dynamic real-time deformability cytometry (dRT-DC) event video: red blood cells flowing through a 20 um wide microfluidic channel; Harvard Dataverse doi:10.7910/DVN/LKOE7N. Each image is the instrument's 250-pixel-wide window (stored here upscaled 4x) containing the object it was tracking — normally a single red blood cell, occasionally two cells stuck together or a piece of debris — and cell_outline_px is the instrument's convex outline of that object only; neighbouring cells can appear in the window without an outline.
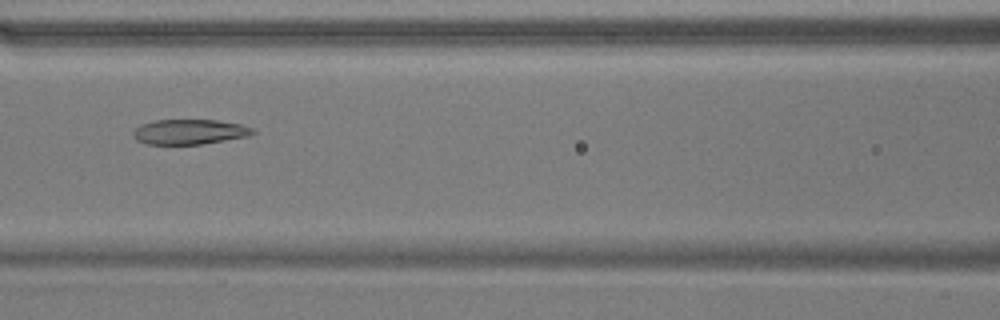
{"species": "common noctule bat (a hibernating species)", "species_latin": "Nyctalus noctula", "temperature_condition": "warm", "stored_images_in_passage": 40, "camera_frame_rate_fps": 3000, "um_per_image_px": 0.085, "animal": {"sex": "male", "body_mass_g": 17.9}, "frame": {"image": 1, "passage_image": 10, "time_ms": 3.0, "image_size_px": [1000, 320], "cell_outline_px": [[256, 132], [248, 136], [204, 144], [148, 144], [136, 140], [132, 136], [132, 132], [140, 124], [156, 120], [216, 120], [240, 124], [252, 128]], "centroid_in_image_um": [16.08, 11.21], "position_along_channel_um": 150.5, "area_um2": 17.46}}
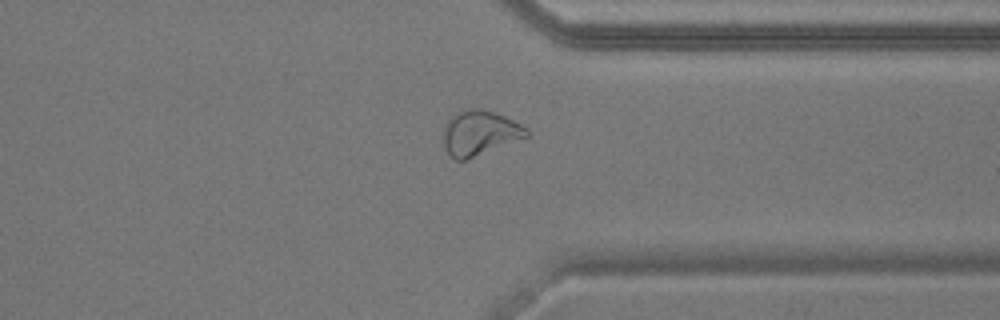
{"frame": {"image": 2, "passage_image": 28, "time_ms": 9.0, "image_size_px": [1000, 320], "cell_outline_px": [[528, 136], [464, 160], [456, 160], [444, 148], [444, 124], [456, 112], [468, 108], [480, 108], [504, 116], [528, 128]], "centroid_in_image_um": [40.74, 11.28], "position_along_channel_um": 370.7, "area_um2": 21.33}}
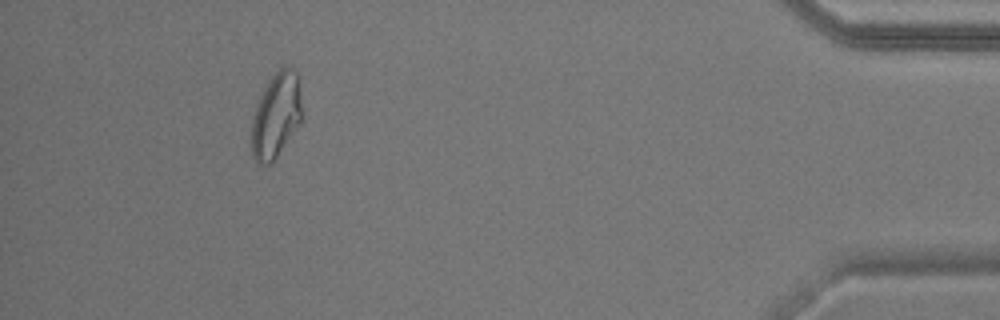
{"frame": {"image": 3, "passage_image": 36, "time_ms": 11.667, "image_size_px": [1000, 320], "cell_outline_px": [[300, 124], [272, 164], [260, 164], [252, 156], [252, 120], [260, 96], [268, 80], [284, 64], [292, 68], [296, 72], [300, 80]], "centroid_in_image_um": [23.48, 9.8], "position_along_channel_um": 411.7, "area_um2": 24.91}, "authors_computed_cell_mechanics": {"area_um2": 20.0566, "velocity_mm_per_s": 3.6979, "shape_relaxation_time_tau1_ms": null, "shape_relaxation_time_tau2_ms": 2.4424, "deformation_change_tau1": null, "deformation_change_tau2": 0.0822}}